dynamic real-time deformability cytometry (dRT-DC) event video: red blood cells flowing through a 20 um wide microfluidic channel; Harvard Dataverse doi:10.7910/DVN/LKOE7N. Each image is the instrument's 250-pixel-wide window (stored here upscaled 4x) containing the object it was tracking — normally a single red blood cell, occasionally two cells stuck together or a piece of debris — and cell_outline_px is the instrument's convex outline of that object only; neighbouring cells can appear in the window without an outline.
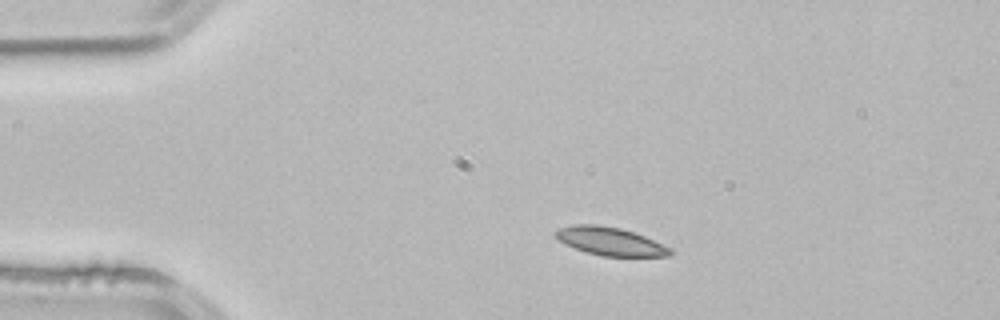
{"species": "common noctule bat (a hibernating species)", "species_latin": "Nyctalus noctula", "temperature_condition": "room temperature", "stored_images_in_passage": 2, "camera_frame_rate_fps": 3000, "um_per_image_px": 0.085, "animal": {"sex": "male", "body_mass_g": 21.5, "forearm_length_mm": 52.0}, "frame": {"image": 1, "passage_image": 1, "time_ms": 0.0, "image_size_px": [1000, 320], "cell_outline_px": [[672, 252], [668, 256], [604, 256], [588, 252], [564, 244], [552, 232], [560, 228], [572, 224], [596, 224], [620, 228], [644, 236], [672, 248]], "centroid_in_image_um": [51.85, 20.5], "position_along_channel_um": 33.1, "area_um2": 18.61}}